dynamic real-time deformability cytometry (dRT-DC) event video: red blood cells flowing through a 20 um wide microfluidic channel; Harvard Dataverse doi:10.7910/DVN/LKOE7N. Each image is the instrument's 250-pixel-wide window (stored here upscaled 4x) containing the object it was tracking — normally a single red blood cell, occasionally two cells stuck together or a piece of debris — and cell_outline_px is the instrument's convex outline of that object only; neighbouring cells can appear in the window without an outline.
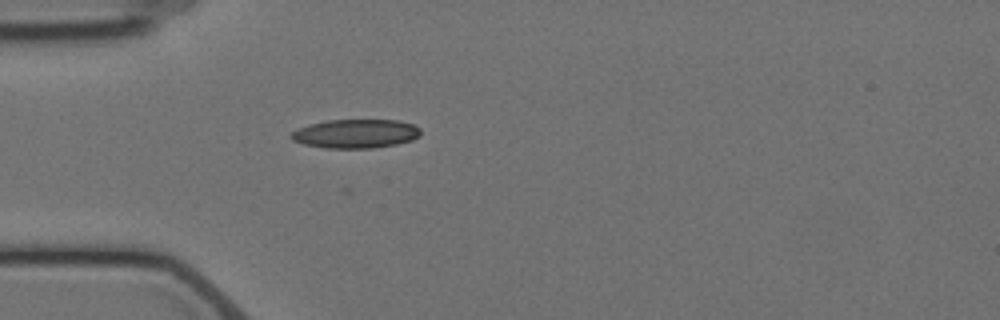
{"species": "Egyptian fruit bat (a non-hibernating species)", "species_latin": "Rousettus aegyptiacus", "temperature_condition": "cold", "stored_images_in_passage": 4, "camera_frame_rate_fps": 3000, "um_per_image_px": 0.085, "animal": {"sex": "female"}, "frame": {"image": 1, "passage_image": 4, "time_ms": 4.667, "image_size_px": [1000, 320], "cell_outline_px": [[420, 136], [412, 140], [396, 144], [372, 148], [324, 148], [304, 144], [292, 140], [288, 136], [296, 128], [308, 124], [328, 120], [396, 120], [412, 124], [420, 128]], "centroid_in_image_um": [30.19, 11.36], "position_along_channel_um": 54.8, "area_um2": 21.91}}